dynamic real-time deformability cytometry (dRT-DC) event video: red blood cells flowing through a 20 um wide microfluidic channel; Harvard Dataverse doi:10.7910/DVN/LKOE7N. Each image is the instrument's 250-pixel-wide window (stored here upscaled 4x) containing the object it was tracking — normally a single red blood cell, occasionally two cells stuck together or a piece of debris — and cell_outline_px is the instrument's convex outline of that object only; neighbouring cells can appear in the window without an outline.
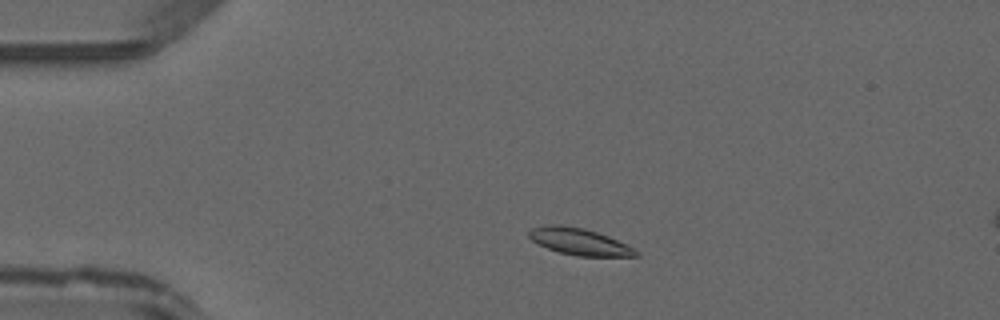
{"species": "common noctule bat (a hibernating species)", "species_latin": "Nyctalus noctula", "temperature_condition": "warm", "stored_images_in_passage": 12, "camera_frame_rate_fps": 3000, "um_per_image_px": 0.085, "animal": {"sex": "male", "forearm_length_mm": 52.5}, "frame": {"image": 1, "passage_image": 7, "time_ms": 2.0, "image_size_px": [1000, 320], "cell_outline_px": [[640, 256], [576, 256], [560, 252], [548, 248], [532, 240], [528, 236], [528, 232], [532, 228], [548, 224], [560, 224], [584, 228], [608, 236], [640, 252]], "centroid_in_image_um": [49.22, 20.53], "position_along_channel_um": 35.8, "area_um2": 16.47}}